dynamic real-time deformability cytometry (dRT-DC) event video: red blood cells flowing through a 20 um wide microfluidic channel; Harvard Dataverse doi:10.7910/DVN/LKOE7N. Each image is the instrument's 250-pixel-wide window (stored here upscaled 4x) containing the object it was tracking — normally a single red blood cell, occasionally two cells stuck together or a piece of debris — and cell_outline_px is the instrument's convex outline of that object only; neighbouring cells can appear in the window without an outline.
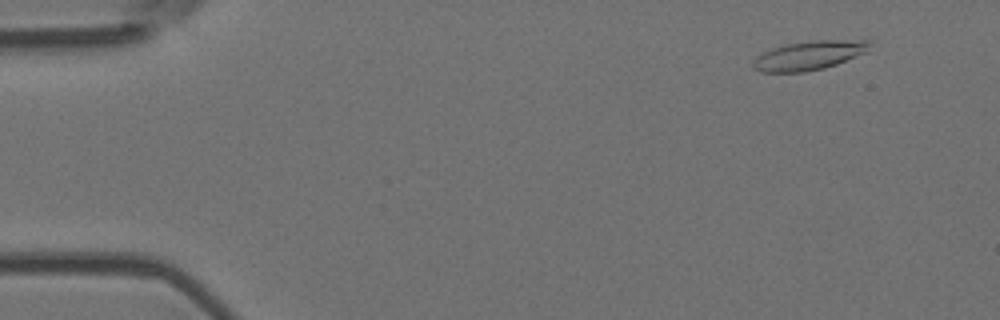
{"species": "Egyptian fruit bat (a non-hibernating species)", "species_latin": "Rousettus aegyptiacus", "temperature_condition": "room temperature", "stored_images_in_passage": 42, "camera_frame_rate_fps": 3000, "um_per_image_px": 0.085, "animal": {"sex": "female"}, "frame": {"image": 1, "passage_image": 3, "time_ms": 0.667, "image_size_px": [1000, 320], "cell_outline_px": [[872, 40], [868, 52], [836, 64], [824, 68], [804, 72], [760, 72], [752, 68], [752, 60], [756, 56], [772, 48], [784, 44], [812, 40]], "centroid_in_image_um": [68.76, 4.71], "position_along_channel_um": 16.2, "area_um2": 20.0}}
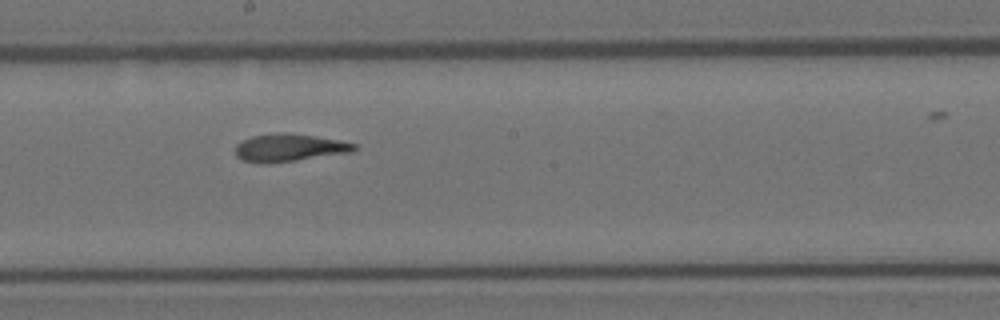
{"frame": {"image": 2, "passage_image": 28, "time_ms": 9.0, "image_size_px": [1000, 320], "cell_outline_px": [[356, 148], [352, 152], [268, 164], [240, 160], [236, 156], [236, 144], [252, 136], [280, 132], [284, 132], [340, 140], [356, 144]], "centroid_in_image_um": [24.56, 12.56], "position_along_channel_um": 223.6, "area_um2": 19.02}}
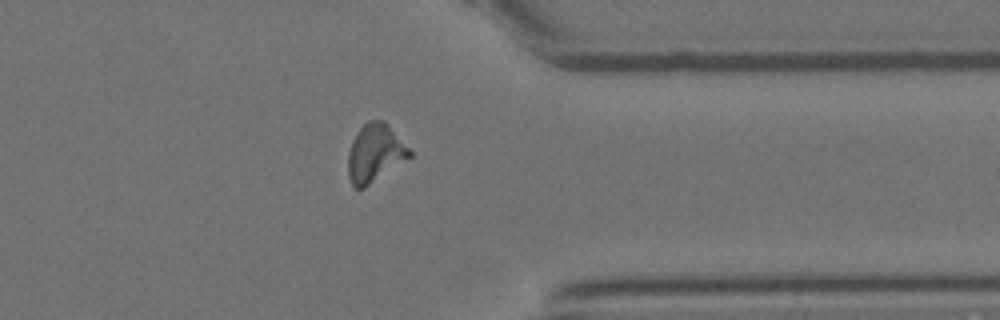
{"frame": {"image": 3, "passage_image": 41, "time_ms": 13.333, "image_size_px": [1000, 320], "cell_outline_px": [[412, 156], [364, 188], [356, 188], [352, 184], [348, 176], [348, 152], [352, 140], [356, 132], [368, 120], [384, 120], [412, 152]], "centroid_in_image_um": [31.85, 13.01], "position_along_channel_um": 379.5, "area_um2": 20.63}}